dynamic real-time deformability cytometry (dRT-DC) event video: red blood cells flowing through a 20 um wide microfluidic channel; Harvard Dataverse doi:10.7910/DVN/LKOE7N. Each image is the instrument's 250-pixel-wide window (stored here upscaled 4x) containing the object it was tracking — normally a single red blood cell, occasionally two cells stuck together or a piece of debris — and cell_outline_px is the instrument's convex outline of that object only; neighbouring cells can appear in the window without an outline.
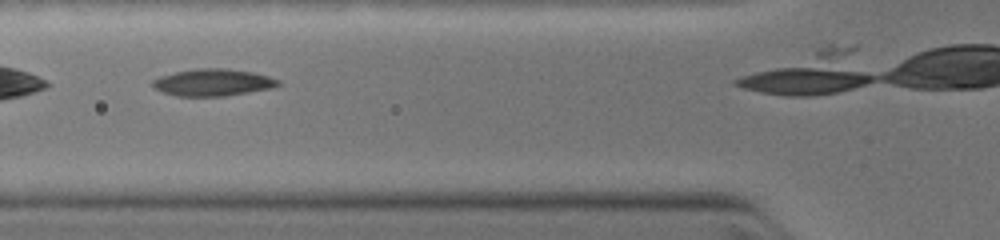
{"species": "common noctule bat (a hibernating species)", "species_latin": "Nyctalus noctula", "temperature_condition": "warm", "stored_images_in_passage": 16, "camera_frame_rate_fps": 3000, "um_per_image_px": 0.085, "animal": {"sex": "female", "body_mass_g": 19.0, "forearm_length_mm": 51.5}, "frame": {"image": 1, "passage_image": 6, "time_ms": 1.0, "image_size_px": [1000, 240], "cell_outline_px": [[280, 84], [276, 88], [224, 96], [180, 96], [164, 92], [152, 88], [152, 80], [160, 76], [176, 72], [196, 68], [224, 68], [252, 72], [268, 76], [280, 80]], "centroid_in_image_um": [18.12, 7.01], "position_along_channel_um": 107.7, "area_um2": 19.83}}